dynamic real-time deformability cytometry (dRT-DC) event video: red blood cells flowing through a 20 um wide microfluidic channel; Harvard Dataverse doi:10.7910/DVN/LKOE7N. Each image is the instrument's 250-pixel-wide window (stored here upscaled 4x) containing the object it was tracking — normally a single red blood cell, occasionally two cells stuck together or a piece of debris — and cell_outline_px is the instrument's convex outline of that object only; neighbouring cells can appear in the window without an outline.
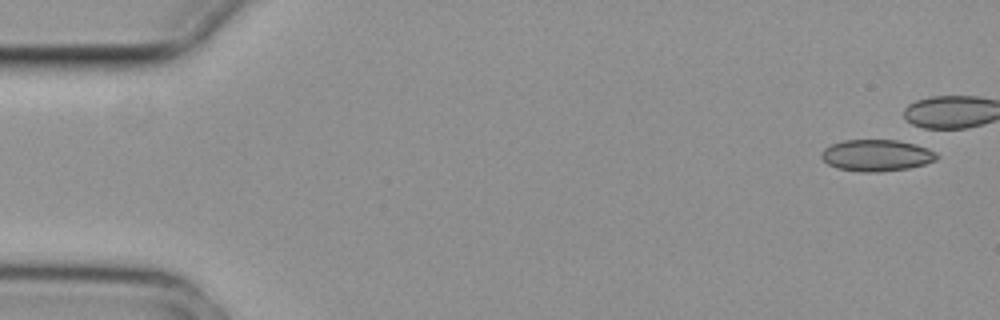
{"species": "common noctule bat (a hibernating species)", "species_latin": "Nyctalus noctula", "temperature_condition": "cold", "stored_images_in_passage": 6, "camera_frame_rate_fps": 3000, "um_per_image_px": 0.085, "animal": {"sex": "female", "body_mass_g": 29.2, "forearm_length_mm": 56.3}, "frame": {"image": 1, "passage_image": 1, "time_ms": 0.0, "image_size_px": [1000, 320], "cell_outline_px": [[940, 156], [936, 160], [924, 164], [908, 168], [880, 172], [860, 172], [836, 168], [828, 164], [820, 156], [820, 152], [824, 148], [832, 144], [844, 140], [900, 140], [928, 148], [936, 152]], "centroid_in_image_um": [74.5, 13.21], "position_along_channel_um": 10.5, "area_um2": 21.39}}
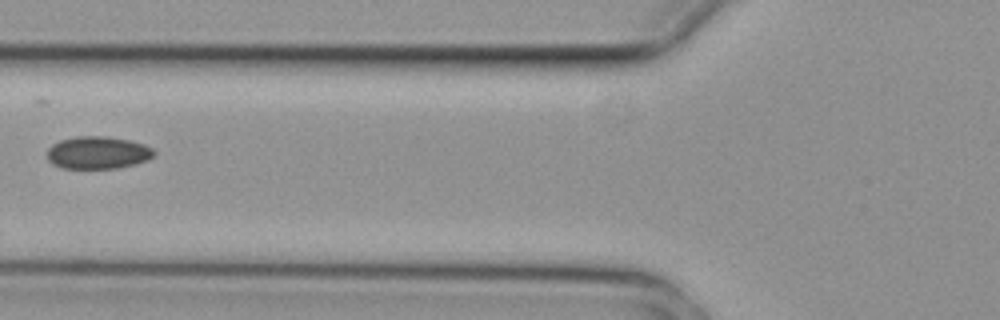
{"frame": {"image": 2, "passage_image": 6, "time_ms": 1.667, "image_size_px": [1000, 320], "cell_outline_px": [[156, 152], [148, 160], [136, 164], [116, 168], [64, 168], [52, 164], [48, 160], [48, 148], [52, 144], [60, 140], [76, 136], [108, 136], [128, 140], [144, 144], [152, 148]], "centroid_in_image_um": [8.31, 12.97], "position_along_channel_um": 117.5, "area_um2": 20.29}}